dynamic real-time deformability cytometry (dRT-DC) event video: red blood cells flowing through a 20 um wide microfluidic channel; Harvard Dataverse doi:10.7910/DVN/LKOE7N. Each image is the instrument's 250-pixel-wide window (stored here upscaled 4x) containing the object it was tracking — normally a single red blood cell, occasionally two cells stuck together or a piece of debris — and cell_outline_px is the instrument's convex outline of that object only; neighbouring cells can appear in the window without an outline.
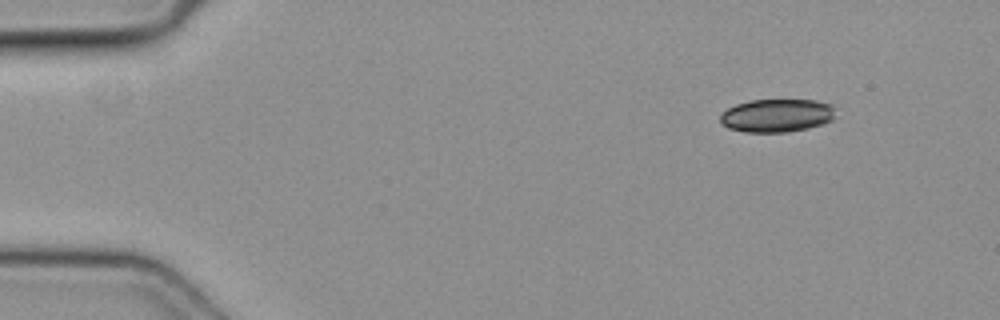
{"species": "common noctule bat (a hibernating species)", "species_latin": "Nyctalus noctula", "temperature_condition": "cold", "stored_images_in_passage": 17, "camera_frame_rate_fps": 3000, "um_per_image_px": 0.085, "animal": {"sex": "female", "body_mass_g": 19.3, "forearm_length_mm": 54.1}, "frame": {"image": 1, "passage_image": 1, "time_ms": 0.0, "image_size_px": [1000, 320], "cell_outline_px": [[832, 120], [808, 128], [788, 132], [744, 132], [728, 128], [720, 120], [720, 116], [728, 108], [736, 104], [752, 100], [816, 100], [832, 104]], "centroid_in_image_um": [66.0, 9.82], "position_along_channel_um": 19.0, "area_um2": 22.02}}
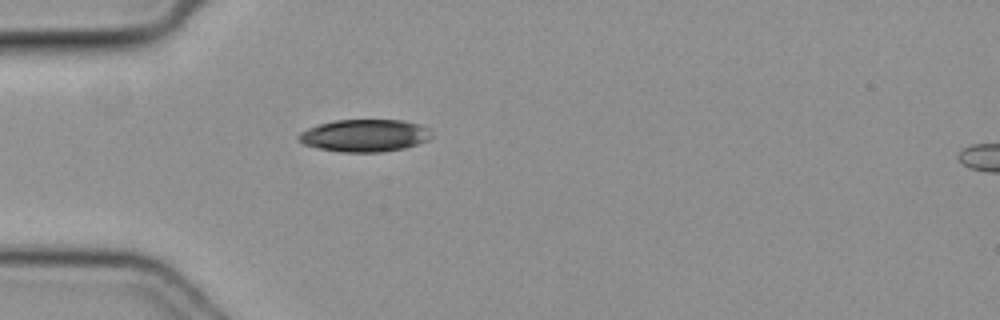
{"frame": {"image": 2, "passage_image": 10, "time_ms": 3.0, "image_size_px": [1000, 320], "cell_outline_px": [[436, 136], [428, 140], [404, 148], [384, 152], [340, 152], [320, 148], [304, 144], [296, 136], [300, 132], [308, 128], [320, 124], [336, 120], [400, 120], [416, 124], [428, 128]], "centroid_in_image_um": [31.03, 11.52], "position_along_channel_um": 54.0, "area_um2": 25.03}}
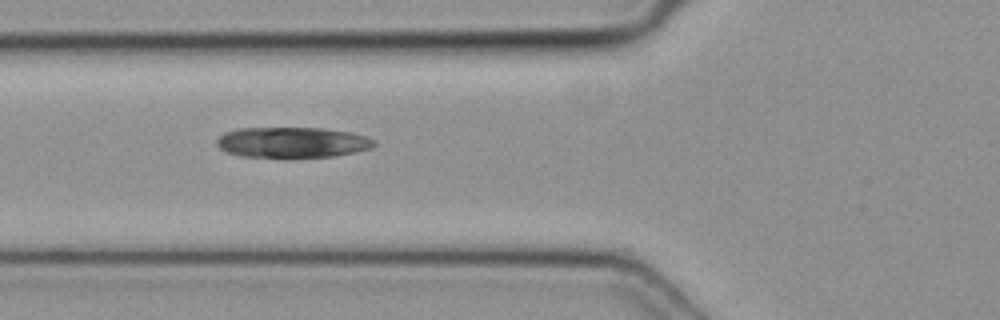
{"frame": {"image": 3, "passage_image": 14, "time_ms": 4.333, "image_size_px": [1000, 320], "cell_outline_px": [[376, 144], [372, 148], [332, 156], [240, 156], [228, 152], [220, 148], [216, 144], [216, 140], [224, 132], [240, 128], [324, 128], [352, 132], [376, 140]], "centroid_in_image_um": [24.85, 12.08], "position_along_channel_um": 101.0, "area_um2": 27.63}}